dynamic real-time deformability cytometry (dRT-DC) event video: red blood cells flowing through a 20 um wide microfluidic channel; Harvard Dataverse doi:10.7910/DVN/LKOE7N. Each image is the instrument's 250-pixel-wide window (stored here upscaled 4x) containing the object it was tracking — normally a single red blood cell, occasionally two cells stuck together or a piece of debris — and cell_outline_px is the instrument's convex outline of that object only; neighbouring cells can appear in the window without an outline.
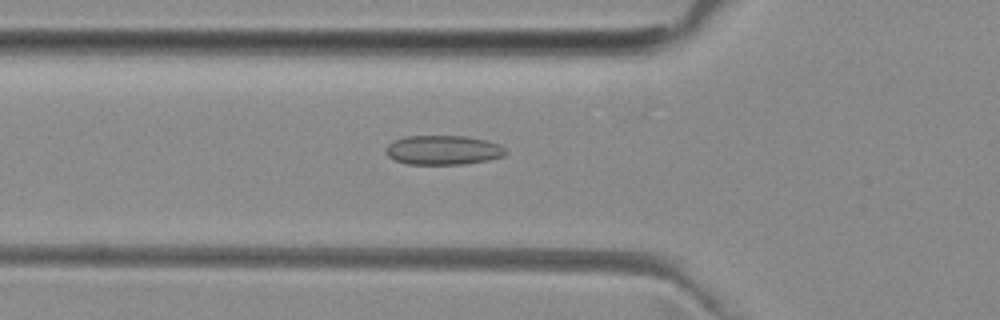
{"species": "common noctule bat (a hibernating species)", "species_latin": "Nyctalus noctula", "temperature_condition": "room temperature", "stored_images_in_passage": 53, "segment_of_instrument_passage": [1, 2], "camera_frame_rate_fps": 3000, "um_per_image_px": 0.085, "animal": {"sex": "female", "body_mass_g": 29.2, "forearm_length_mm": 56.3}, "frame": {"image": 1, "passage_image": 18, "time_ms": 5.667, "image_size_px": [1000, 320], "cell_outline_px": [[508, 152], [504, 156], [488, 160], [464, 164], [408, 164], [396, 160], [388, 156], [388, 144], [392, 140], [404, 136], [464, 136], [484, 140], [500, 144]], "centroid_in_image_um": [37.69, 12.75], "position_along_channel_um": 88.1, "area_um2": 20.4}}
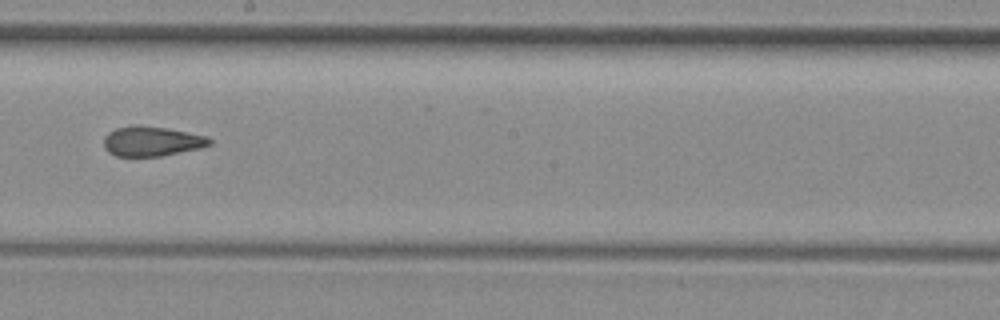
{"frame": {"image": 2, "passage_image": 29, "time_ms": 9.333, "image_size_px": [1000, 320], "cell_outline_px": [[212, 144], [200, 148], [160, 156], [116, 156], [108, 152], [104, 148], [104, 136], [108, 132], [116, 128], [132, 124], [140, 124], [168, 128], [208, 136], [212, 140]], "centroid_in_image_um": [12.89, 11.99], "position_along_channel_um": 235.3, "area_um2": 18.67}}
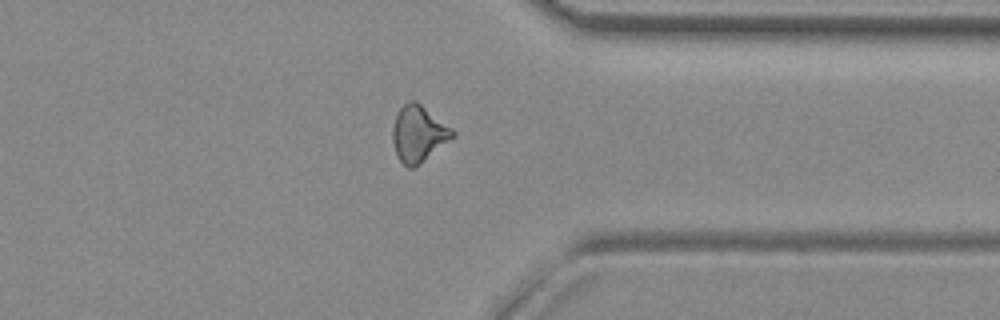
{"frame": {"image": 3, "passage_image": 40, "time_ms": 13.0, "image_size_px": [1000, 320], "cell_outline_px": [[456, 136], [412, 168], [408, 168], [400, 160], [396, 152], [392, 140], [392, 128], [396, 116], [400, 108], [404, 104], [412, 100], [416, 100], [452, 128], [456, 132]], "centroid_in_image_um": [35.58, 11.34], "position_along_channel_um": 375.8, "area_um2": 19.36}}